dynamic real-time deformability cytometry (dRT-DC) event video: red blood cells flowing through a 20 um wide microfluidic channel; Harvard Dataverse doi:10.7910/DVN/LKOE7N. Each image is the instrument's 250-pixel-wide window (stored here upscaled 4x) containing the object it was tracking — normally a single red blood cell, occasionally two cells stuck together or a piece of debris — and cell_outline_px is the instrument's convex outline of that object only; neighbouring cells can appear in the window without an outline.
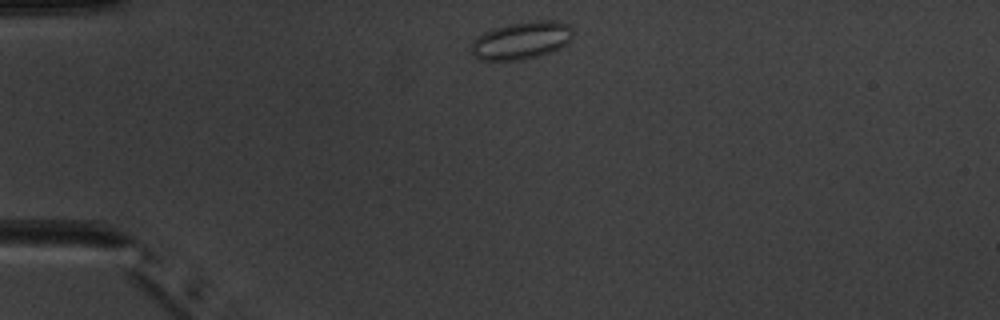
{"species": "common noctule bat (a hibernating species)", "species_latin": "Nyctalus noctula", "temperature_condition": "warm", "stored_images_in_passage": 2, "camera_frame_rate_fps": 3000, "um_per_image_px": 0.085, "animal": {"sex": "male", "body_mass_g": 20.1, "forearm_length_mm": 53.5}, "frame": {"image": 1, "passage_image": 1, "time_ms": 0.0, "image_size_px": [1000, 320], "cell_outline_px": [[572, 40], [568, 44], [552, 52], [540, 56], [520, 60], [480, 60], [472, 56], [472, 40], [476, 36], [492, 28], [508, 24], [540, 20], [556, 20], [568, 24], [572, 28]], "centroid_in_image_um": [44.34, 3.44], "position_along_channel_um": 40.7, "area_um2": 22.66}}